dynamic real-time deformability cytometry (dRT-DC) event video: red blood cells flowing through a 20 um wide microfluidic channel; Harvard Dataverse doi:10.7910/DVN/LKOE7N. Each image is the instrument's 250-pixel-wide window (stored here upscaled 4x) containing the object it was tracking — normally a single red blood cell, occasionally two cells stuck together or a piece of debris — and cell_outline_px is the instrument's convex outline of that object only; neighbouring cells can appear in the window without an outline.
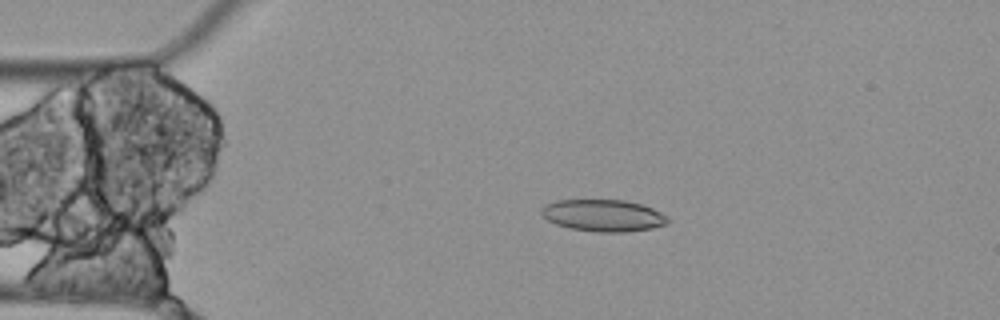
{"species": "Egyptian fruit bat (a non-hibernating species)", "species_latin": "Rousettus aegyptiacus", "temperature_condition": "cold", "stored_images_in_passage": 5, "camera_frame_rate_fps": 3000, "um_per_image_px": 0.085, "animal": {"sex": "female"}, "frame": {"image": 1, "passage_image": 4, "time_ms": 1.0, "image_size_px": [1000, 320], "cell_outline_px": [[668, 224], [652, 228], [628, 232], [596, 232], [568, 228], [556, 224], [548, 220], [540, 212], [540, 208], [544, 204], [556, 200], [624, 200], [640, 204], [652, 208], [668, 216]], "centroid_in_image_um": [51.26, 18.32], "position_along_channel_um": 33.7, "area_um2": 23.64}}
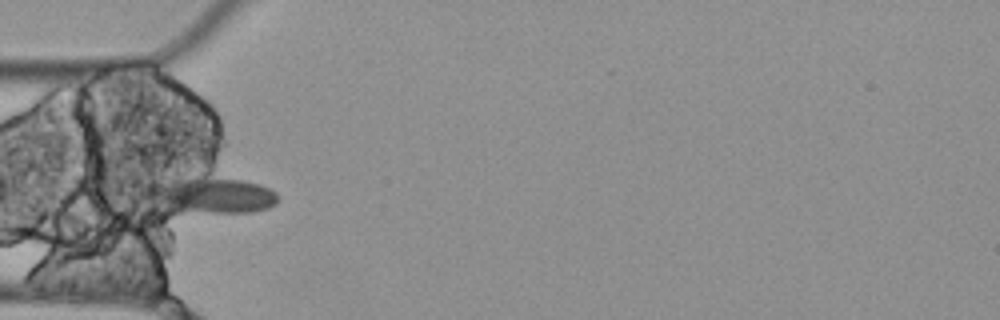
{"frame": {"image": 2, "passage_image": 5, "time_ms": 1.333, "image_size_px": [1000, 320], "cell_outline_px": [[280, 196], [276, 204], [268, 208], [252, 212], [168, 216], [140, 196], [140, 192], [148, 180], [168, 176], [204, 172], [260, 184], [276, 192]], "centroid_in_image_um": [17.56, 16.57], "position_along_channel_um": 67.4, "area_um2": 32.43}}